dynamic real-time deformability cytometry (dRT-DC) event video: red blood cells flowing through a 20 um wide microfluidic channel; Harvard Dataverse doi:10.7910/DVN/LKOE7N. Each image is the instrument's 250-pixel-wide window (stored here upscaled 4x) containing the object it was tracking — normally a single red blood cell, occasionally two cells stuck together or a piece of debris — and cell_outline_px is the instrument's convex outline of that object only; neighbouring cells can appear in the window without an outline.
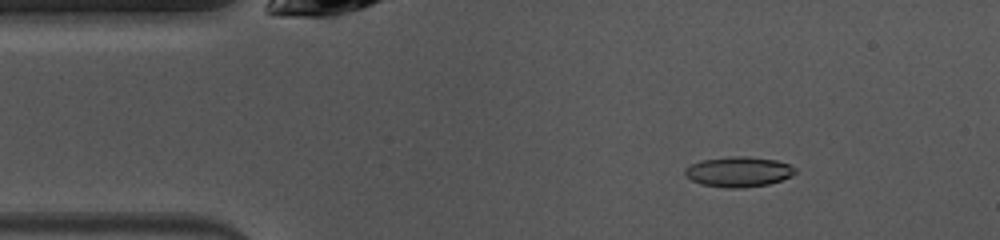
{"species": "common noctule bat (a hibernating species)", "species_latin": "Nyctalus noctula", "temperature_condition": "warm", "stored_images_in_passage": 47, "camera_frame_rate_fps": 3000, "um_per_image_px": 0.085, "animal": {"sex": "female", "body_mass_g": 10.0, "forearm_length_mm": 53.1}, "frame": {"image": 1, "passage_image": 6, "time_ms": 1.667, "image_size_px": [1000, 240], "cell_outline_px": [[796, 172], [792, 176], [768, 184], [744, 188], [724, 188], [700, 184], [684, 176], [684, 168], [700, 160], [732, 156], [744, 156], [776, 160], [788, 164], [796, 168]], "centroid_in_image_um": [62.75, 14.61], "position_along_channel_um": 22.3, "area_um2": 19.54}}
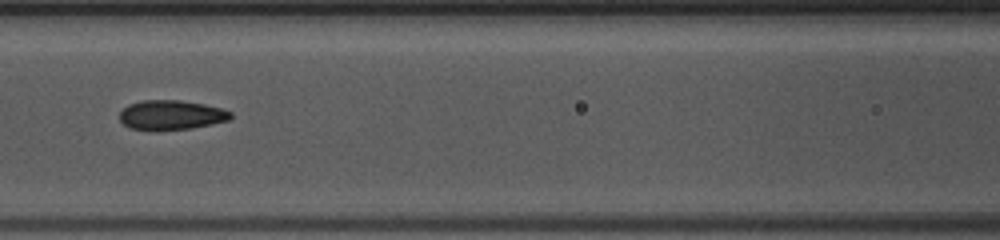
{"frame": {"image": 2, "passage_image": 19, "time_ms": 6.0, "image_size_px": [1000, 240], "cell_outline_px": [[232, 116], [228, 120], [212, 124], [192, 128], [156, 132], [132, 128], [124, 124], [120, 120], [120, 112], [128, 104], [144, 100], [180, 100], [204, 104], [220, 108], [232, 112]], "centroid_in_image_um": [14.54, 9.79], "position_along_channel_um": 152.1, "area_um2": 19.36}}
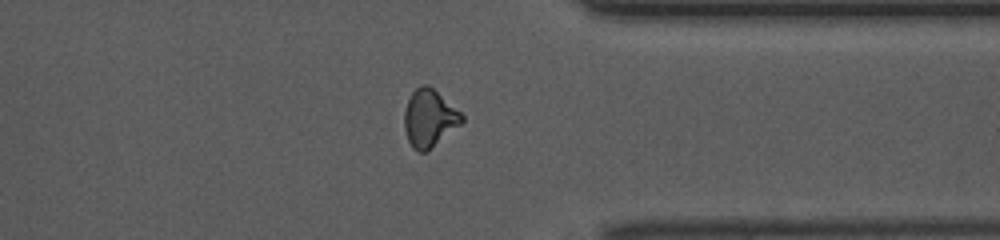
{"frame": {"image": 3, "passage_image": 36, "time_ms": 11.667, "image_size_px": [1000, 240], "cell_outline_px": [[464, 120], [460, 124], [424, 152], [420, 152], [412, 148], [408, 140], [404, 128], [404, 112], [408, 100], [412, 92], [420, 84], [428, 84], [460, 112], [464, 116]], "centroid_in_image_um": [36.46, 10.02], "position_along_channel_um": 374.9, "area_um2": 18.79}, "authors_computed_cell_mechanics": {"area_um2": 18.785, "velocity_mm_per_s": 4.0604, "shape_relaxation_time_tau1_ms": 8.6253, "shape_relaxation_time_tau2_ms": 2.2717, "deformation_change_tau1": 0.2076, "deformation_change_tau2": 0.1027}}